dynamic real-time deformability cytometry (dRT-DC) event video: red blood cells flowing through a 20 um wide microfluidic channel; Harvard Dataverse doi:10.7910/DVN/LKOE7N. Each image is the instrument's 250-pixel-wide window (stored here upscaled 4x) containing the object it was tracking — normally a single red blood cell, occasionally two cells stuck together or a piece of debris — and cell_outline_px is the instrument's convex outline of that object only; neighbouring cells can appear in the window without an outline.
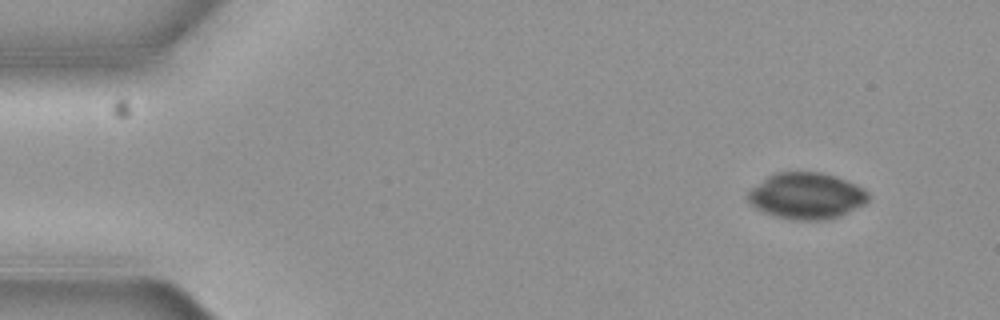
{"species": "common noctule bat (a hibernating species)", "species_latin": "Nyctalus noctula", "temperature_condition": "cold", "stored_images_in_passage": 7, "camera_frame_rate_fps": 3000, "um_per_image_px": 0.085, "animal": {"sex": "female", "body_mass_g": 19.3, "forearm_length_mm": 54.1}, "frame": {"image": 1, "passage_image": 1, "time_ms": 0.0, "image_size_px": [1000, 320], "cell_outline_px": [[868, 200], [864, 204], [840, 216], [828, 220], [792, 220], [776, 216], [764, 212], [756, 208], [748, 200], [748, 192], [752, 188], [768, 176], [776, 172], [820, 172], [836, 176], [848, 180], [864, 188], [868, 192]], "centroid_in_image_um": [68.58, 16.65], "position_along_channel_um": 16.4, "area_um2": 32.48}}